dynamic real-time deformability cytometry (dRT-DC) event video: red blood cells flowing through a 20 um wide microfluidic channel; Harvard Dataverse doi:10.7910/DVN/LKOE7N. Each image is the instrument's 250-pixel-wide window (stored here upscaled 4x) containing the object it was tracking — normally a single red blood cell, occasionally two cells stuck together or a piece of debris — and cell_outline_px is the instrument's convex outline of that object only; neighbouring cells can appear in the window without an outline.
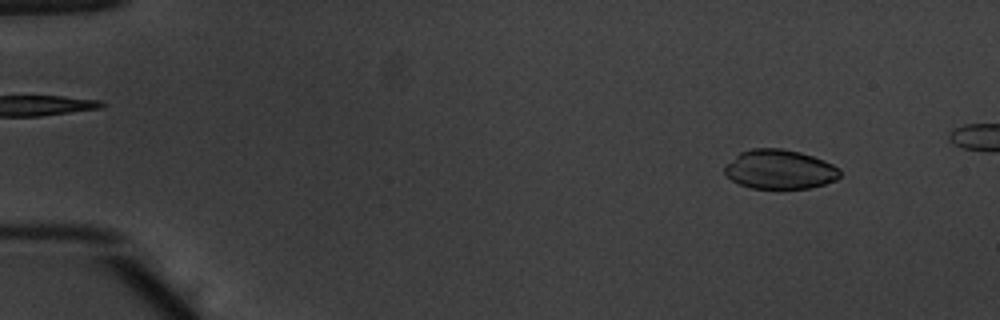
{"species": "common noctule bat (a hibernating species)", "species_latin": "Nyctalus noctula", "temperature_condition": "warm", "stored_images_in_passage": 50, "camera_frame_rate_fps": 3000, "um_per_image_px": 0.085, "animal": {"sex": "male", "body_mass_g": 20.1, "forearm_length_mm": 53.5}, "frame": {"image": 1, "passage_image": 6, "time_ms": 1.667, "image_size_px": [1000, 320], "cell_outline_px": [[840, 176], [836, 180], [824, 184], [808, 188], [752, 188], [740, 184], [732, 180], [724, 172], [724, 164], [740, 152], [752, 148], [780, 148], [800, 152], [824, 160], [840, 168]], "centroid_in_image_um": [66.26, 14.39], "position_along_channel_um": 18.7, "area_um2": 26.41}}
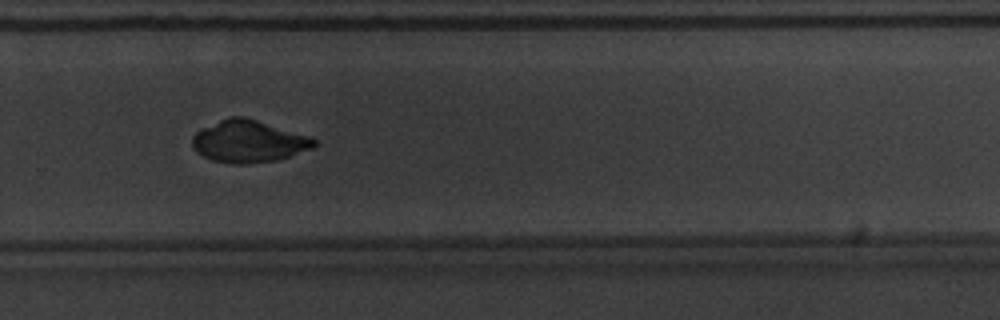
{"frame": {"image": 2, "passage_image": 37, "time_ms": 12.0, "image_size_px": [1000, 320], "cell_outline_px": [[316, 144], [312, 148], [276, 160], [244, 164], [232, 164], [212, 160], [196, 152], [192, 144], [192, 136], [200, 128], [220, 120], [232, 116], [244, 116], [308, 136], [316, 140]], "centroid_in_image_um": [21.08, 12.01], "position_along_channel_um": 308.7, "area_um2": 29.59}}
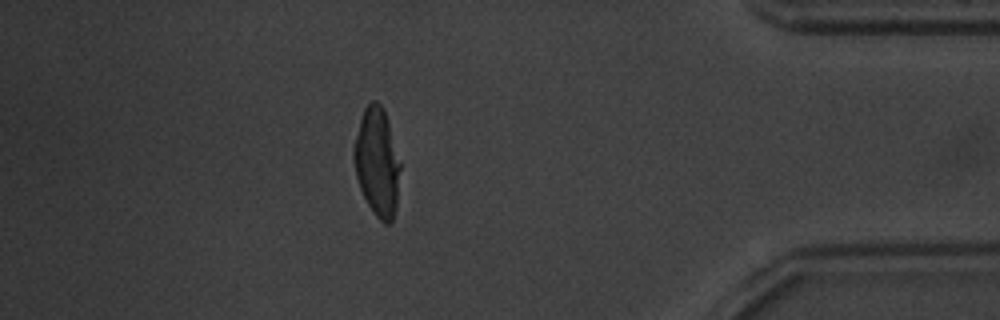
{"frame": {"image": 3, "passage_image": 47, "time_ms": 15.333, "image_size_px": [1000, 320], "cell_outline_px": [[400, 168], [396, 208], [392, 220], [388, 224], [384, 224], [376, 216], [368, 204], [360, 188], [356, 176], [352, 156], [352, 148], [360, 120], [364, 108], [372, 100], [376, 100], [384, 108], [388, 120], [400, 164]], "centroid_in_image_um": [32.04, 13.76], "position_along_channel_um": 403.2, "area_um2": 29.19}}